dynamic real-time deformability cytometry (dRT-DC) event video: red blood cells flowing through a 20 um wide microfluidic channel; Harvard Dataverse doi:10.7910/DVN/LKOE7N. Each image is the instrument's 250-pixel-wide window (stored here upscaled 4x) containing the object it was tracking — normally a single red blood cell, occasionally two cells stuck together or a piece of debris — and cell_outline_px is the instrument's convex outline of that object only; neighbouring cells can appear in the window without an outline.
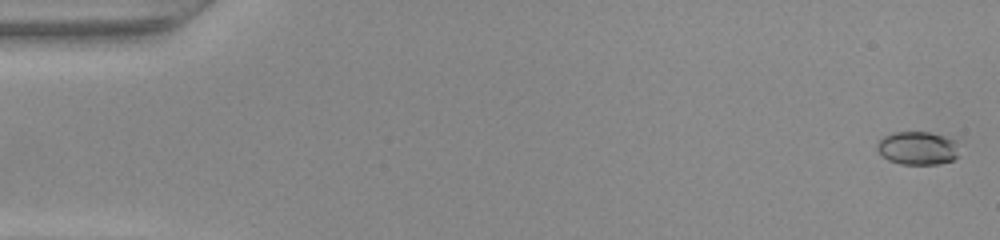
{"species": "common noctule bat (a hibernating species)", "species_latin": "Nyctalus noctula", "temperature_condition": "warm", "stored_images_in_passage": 50, "camera_frame_rate_fps": 3000, "um_per_image_px": 0.085, "animal": {"sex": "female", "body_mass_g": 22.0, "forearm_length_mm": 56.7}, "frame": {"image": 1, "passage_image": 2, "time_ms": 0.333, "image_size_px": [1000, 240], "cell_outline_px": [[960, 156], [952, 160], [936, 164], [900, 164], [888, 160], [880, 156], [876, 148], [876, 144], [884, 136], [892, 132], [928, 132], [952, 140]], "centroid_in_image_um": [77.91, 12.61], "position_along_channel_um": 7.1, "area_um2": 15.78}}
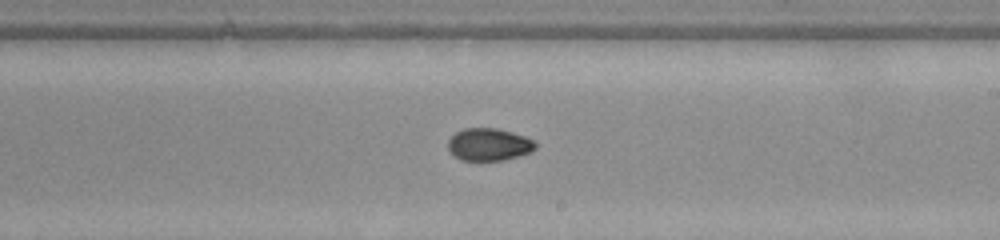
{"frame": {"image": 2, "passage_image": 30, "time_ms": 9.667, "image_size_px": [1000, 240], "cell_outline_px": [[536, 148], [528, 152], [504, 160], [460, 160], [448, 148], [448, 140], [456, 132], [464, 128], [496, 128], [512, 132], [524, 136], [532, 140], [536, 144]], "centroid_in_image_um": [41.53, 12.27], "position_along_channel_um": 247.5, "area_um2": 16.24}}
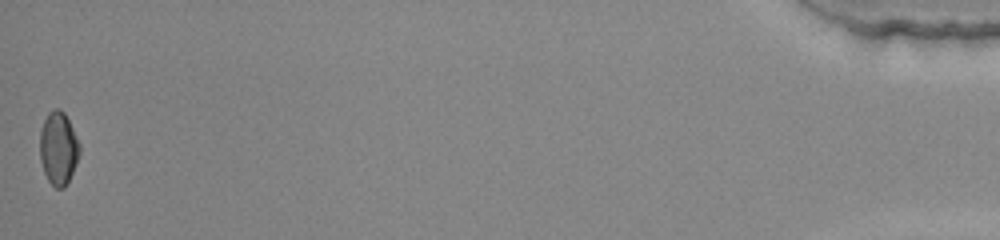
{"frame": {"image": 3, "passage_image": 50, "time_ms": 16.333, "image_size_px": [1000, 240], "cell_outline_px": [[80, 152], [76, 164], [64, 188], [56, 188], [48, 180], [44, 172], [40, 160], [40, 132], [44, 120], [48, 112], [56, 108], [60, 108], [64, 112], [80, 144]], "centroid_in_image_um": [4.96, 12.59], "position_along_channel_um": 430.2, "area_um2": 16.76}}